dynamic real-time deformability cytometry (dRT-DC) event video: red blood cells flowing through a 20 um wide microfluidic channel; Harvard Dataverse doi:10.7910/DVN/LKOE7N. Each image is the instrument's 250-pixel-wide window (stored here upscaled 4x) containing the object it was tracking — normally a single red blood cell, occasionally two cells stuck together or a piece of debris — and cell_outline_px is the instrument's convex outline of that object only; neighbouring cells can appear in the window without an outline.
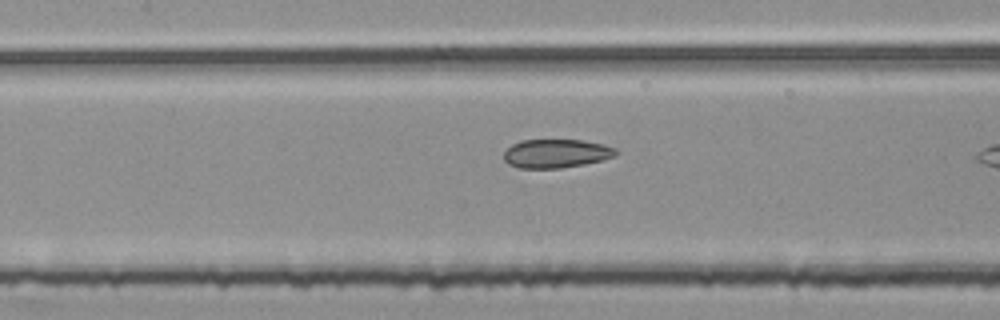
{"species": "common noctule bat (a hibernating species)", "species_latin": "Nyctalus noctula", "temperature_condition": "room temperature", "stored_images_in_passage": 35, "camera_frame_rate_fps": 3000, "um_per_image_px": 0.085, "animal": {"sex": "female", "body_mass_g": 25.1}, "frame": {"image": 1, "passage_image": 17, "time_ms": 5.333, "image_size_px": [1000, 320], "cell_outline_px": [[620, 152], [616, 156], [604, 160], [584, 164], [560, 168], [520, 168], [508, 164], [504, 160], [504, 152], [512, 144], [520, 140], [580, 140], [604, 144], [616, 148]], "centroid_in_image_um": [47.31, 13.05], "position_along_channel_um": 160.1, "area_um2": 18.9}}
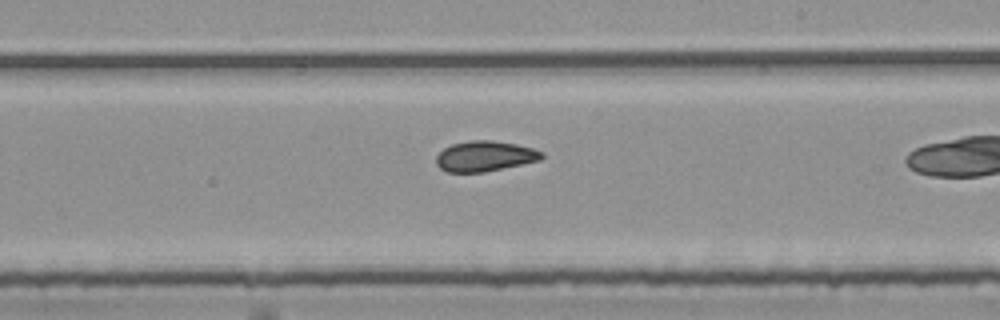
{"frame": {"image": 2, "passage_image": 24, "time_ms": 7.667, "image_size_px": [1000, 320], "cell_outline_px": [[544, 156], [540, 160], [484, 172], [448, 172], [440, 168], [436, 164], [436, 156], [444, 148], [452, 144], [472, 140], [492, 140], [516, 144], [532, 148], [544, 152]], "centroid_in_image_um": [41.21, 13.27], "position_along_channel_um": 247.8, "area_um2": 18.61}}
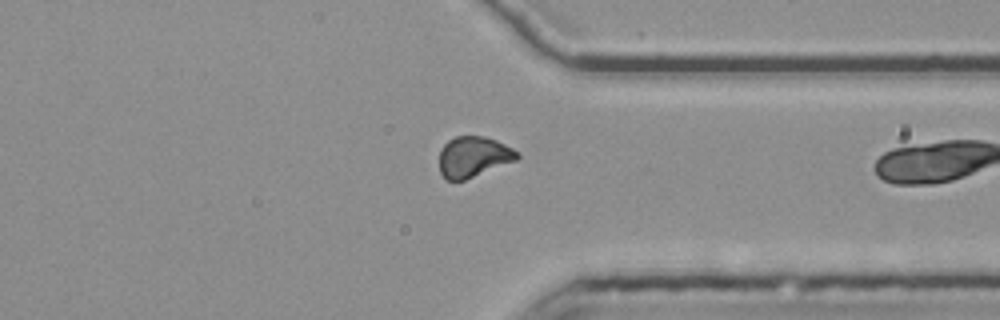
{"frame": {"image": 3, "passage_image": 34, "time_ms": 11.0, "image_size_px": [1000, 320], "cell_outline_px": [[520, 156], [516, 160], [464, 180], [448, 180], [440, 172], [440, 152], [444, 144], [448, 140], [456, 136], [484, 136], [496, 140], [512, 148]], "centroid_in_image_um": [40.23, 13.31], "position_along_channel_um": 371.2, "area_um2": 18.15}}